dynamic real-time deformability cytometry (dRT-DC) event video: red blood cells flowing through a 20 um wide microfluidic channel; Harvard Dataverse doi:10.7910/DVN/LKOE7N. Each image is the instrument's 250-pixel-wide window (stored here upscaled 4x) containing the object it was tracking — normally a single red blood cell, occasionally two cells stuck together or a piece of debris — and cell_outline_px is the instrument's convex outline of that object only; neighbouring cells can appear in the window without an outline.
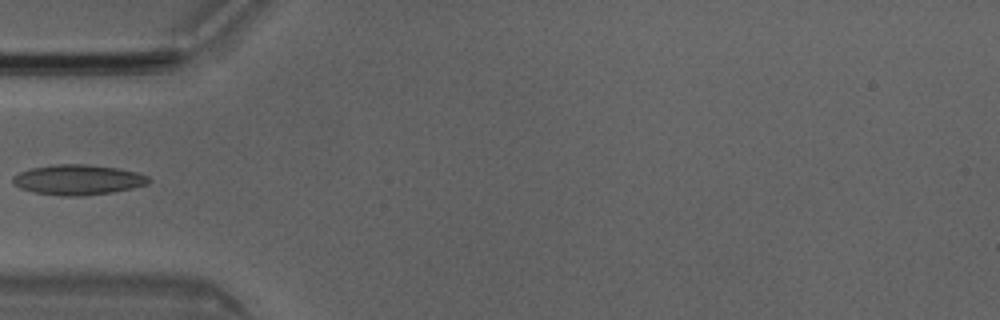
{"species": "Egyptian fruit bat (a non-hibernating species)", "species_latin": "Rousettus aegyptiacus", "temperature_condition": "room temperature", "stored_images_in_passage": 5, "camera_frame_rate_fps": 3000, "um_per_image_px": 0.085, "animal": {"sex": "male"}, "frame": {"image": 1, "passage_image": 5, "time_ms": 1.333, "image_size_px": [1000, 320], "cell_outline_px": [[152, 180], [148, 184], [132, 188], [112, 192], [80, 196], [60, 196], [32, 192], [20, 188], [12, 184], [12, 176], [20, 172], [32, 168], [52, 164], [88, 164], [120, 168], [136, 172], [148, 176]], "centroid_in_image_um": [6.62, 15.28], "position_along_channel_um": 78.4, "area_um2": 24.16}}